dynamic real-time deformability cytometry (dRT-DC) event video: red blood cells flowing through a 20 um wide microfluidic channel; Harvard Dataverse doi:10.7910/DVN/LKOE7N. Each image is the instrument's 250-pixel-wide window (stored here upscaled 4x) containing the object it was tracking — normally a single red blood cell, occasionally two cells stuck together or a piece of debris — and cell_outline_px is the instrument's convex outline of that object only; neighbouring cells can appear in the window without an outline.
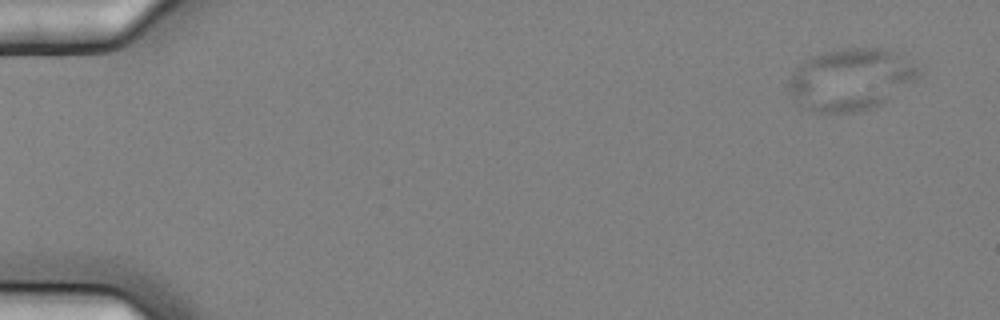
{"species": "common noctule bat (a hibernating species)", "species_latin": "Nyctalus noctula", "temperature_condition": "cold", "stored_images_in_passage": 5, "camera_frame_rate_fps": 3000, "um_per_image_px": 0.085, "animal": {"sex": "female", "body_mass_g": 25.1}, "frame": {"image": 1, "passage_image": 1, "time_ms": 0.0, "image_size_px": [1000, 320], "cell_outline_px": [[920, 72], [916, 80], [884, 104], [876, 108], [860, 112], [820, 112], [804, 108], [792, 96], [788, 88], [788, 80], [792, 72], [808, 56], [820, 52], [852, 48], [888, 48], [908, 52]], "centroid_in_image_um": [72.39, 6.72], "position_along_channel_um": 12.6, "area_um2": 47.97}}
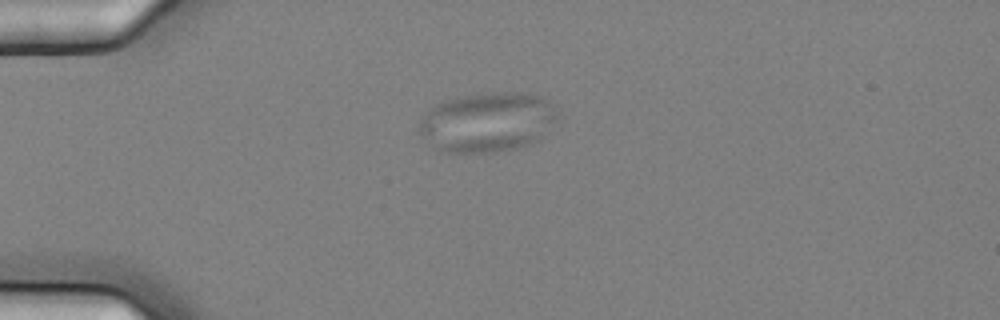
{"frame": {"image": 2, "passage_image": 3, "time_ms": 0.667, "image_size_px": [1000, 320], "cell_outline_px": [[560, 116], [536, 140], [528, 144], [496, 152], [444, 152], [416, 132], [416, 128], [420, 120], [436, 104], [448, 100], [464, 96], [492, 92], [520, 92], [540, 96]], "centroid_in_image_um": [41.39, 10.38], "position_along_channel_um": 43.6, "area_um2": 47.22}}
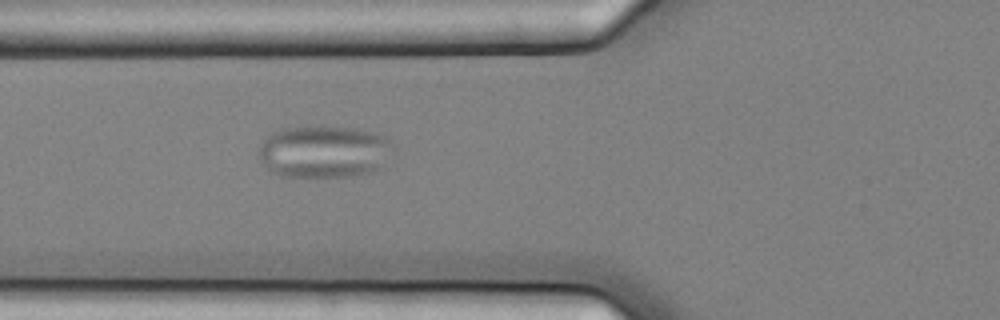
{"frame": {"image": 3, "passage_image": 5, "time_ms": 1.333, "image_size_px": [1000, 320], "cell_outline_px": [[392, 148], [380, 168], [372, 172], [352, 176], [280, 176], [272, 172], [256, 156], [256, 152], [260, 144], [272, 132], [284, 128], [308, 124], [324, 124], [352, 128], [384, 136], [392, 140]], "centroid_in_image_um": [27.48, 12.85], "position_along_channel_um": 98.3, "area_um2": 41.56}}